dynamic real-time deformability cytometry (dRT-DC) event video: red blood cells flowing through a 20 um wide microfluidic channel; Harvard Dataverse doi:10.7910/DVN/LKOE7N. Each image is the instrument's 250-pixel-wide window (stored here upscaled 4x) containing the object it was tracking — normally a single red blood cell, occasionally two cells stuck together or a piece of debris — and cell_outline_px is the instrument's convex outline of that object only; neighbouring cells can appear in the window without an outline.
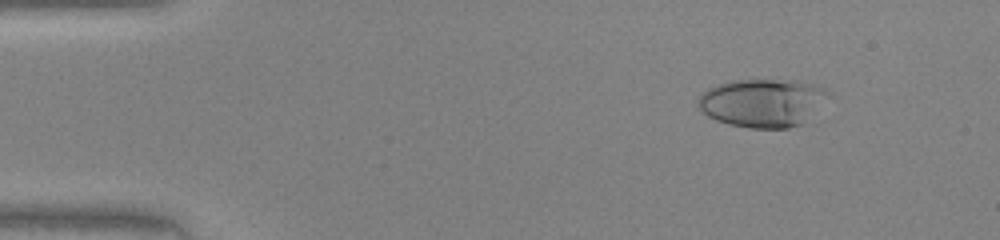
{"species": "human", "species_latin": "Homo sapiens", "temperature_condition": "warm", "stored_images_in_passage": 47, "camera_frame_rate_fps": 3000, "um_per_image_px": 0.085, "donor": {"sex": "female"}, "frame": {"image": 1, "passage_image": 6, "time_ms": 1.667, "image_size_px": [1000, 240], "cell_outline_px": [[832, 92], [804, 124], [788, 128], [748, 128], [728, 124], [716, 120], [708, 116], [696, 104], [696, 100], [700, 92], [708, 88], [732, 80], [796, 80], [816, 84]], "centroid_in_image_um": [64.82, 8.73], "position_along_channel_um": 20.2, "area_um2": 36.99}}
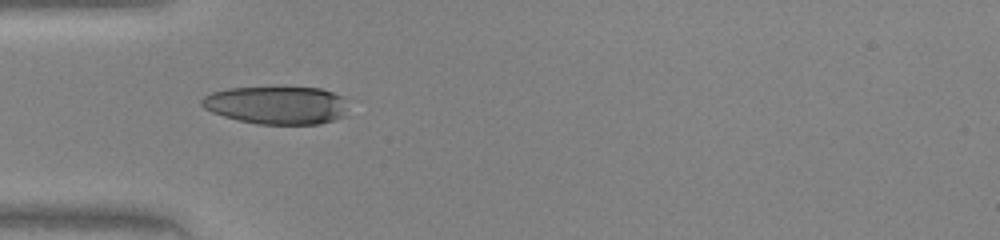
{"frame": {"image": 2, "passage_image": 15, "time_ms": 4.667, "image_size_px": [1000, 240], "cell_outline_px": [[348, 116], [336, 120], [320, 124], [256, 124], [224, 116], [212, 112], [204, 108], [200, 104], [200, 100], [204, 96], [212, 92], [228, 88], [320, 88], [344, 96]], "centroid_in_image_um": [23.56, 8.95], "position_along_channel_um": 61.4, "area_um2": 32.54}}
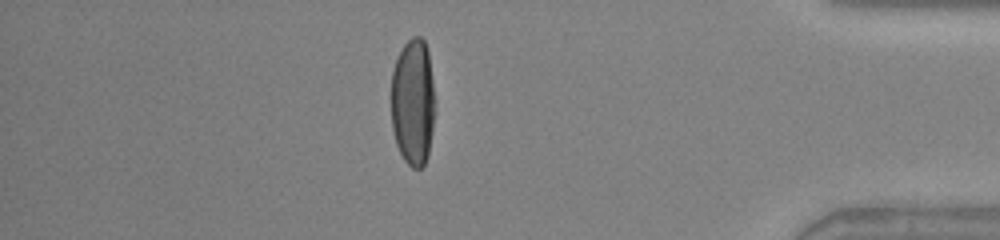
{"frame": {"image": 3, "passage_image": 41, "time_ms": 13.333, "image_size_px": [1000, 240], "cell_outline_px": [[432, 132], [428, 156], [424, 164], [420, 168], [412, 168], [404, 160], [396, 144], [392, 128], [392, 72], [396, 60], [404, 44], [412, 36], [420, 36], [424, 40], [428, 52], [432, 80]], "centroid_in_image_um": [35.08, 8.69], "position_along_channel_um": 400.1, "area_um2": 31.85}}